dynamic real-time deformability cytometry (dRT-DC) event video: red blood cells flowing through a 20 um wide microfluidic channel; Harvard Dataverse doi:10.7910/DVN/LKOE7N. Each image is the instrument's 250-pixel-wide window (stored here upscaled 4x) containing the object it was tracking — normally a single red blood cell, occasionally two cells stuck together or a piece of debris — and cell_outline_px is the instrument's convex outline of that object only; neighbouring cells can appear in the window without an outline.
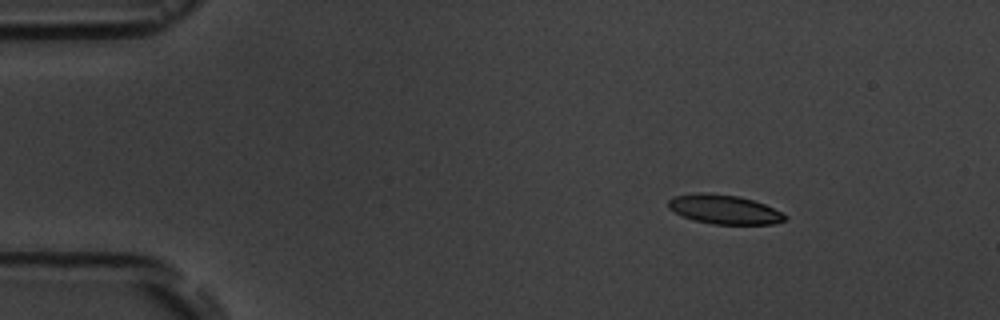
{"species": "common noctule bat (a hibernating species)", "species_latin": "Nyctalus noctula", "temperature_condition": "room temperature", "stored_images_in_passage": 10, "camera_frame_rate_fps": 3000, "um_per_image_px": 0.085, "animal": {"sex": "male", "body_mass_g": 19.5, "forearm_length_mm": 54.6}, "frame": {"image": 1, "passage_image": 1, "time_ms": 0.0, "image_size_px": [1000, 320], "cell_outline_px": [[788, 216], [784, 220], [772, 224], [712, 224], [692, 220], [680, 216], [668, 208], [668, 200], [672, 196], [700, 192], [704, 192], [736, 196], [752, 200], [764, 204]], "centroid_in_image_um": [61.48, 17.8], "position_along_channel_um": 23.5, "area_um2": 19.83}}
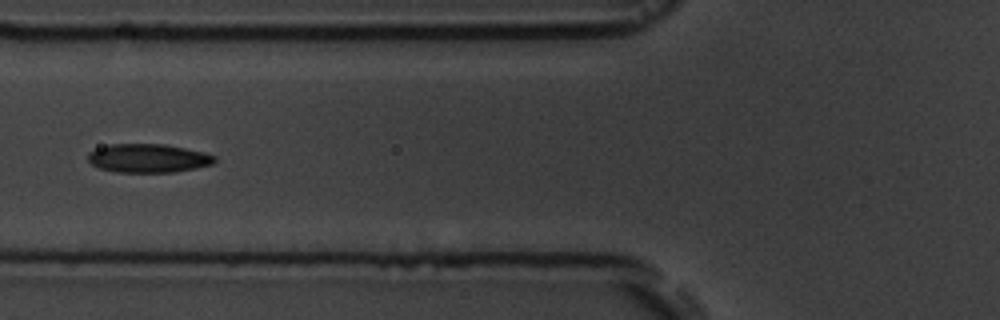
{"frame": {"image": 2, "passage_image": 5, "time_ms": 4.667, "image_size_px": [1000, 320], "cell_outline_px": [[216, 160], [212, 164], [196, 168], [172, 172], [116, 172], [100, 168], [92, 164], [88, 160], [88, 152], [96, 148], [108, 144], [164, 144], [204, 152], [216, 156]], "centroid_in_image_um": [12.58, 13.44], "position_along_channel_um": 113.2, "area_um2": 21.15}}
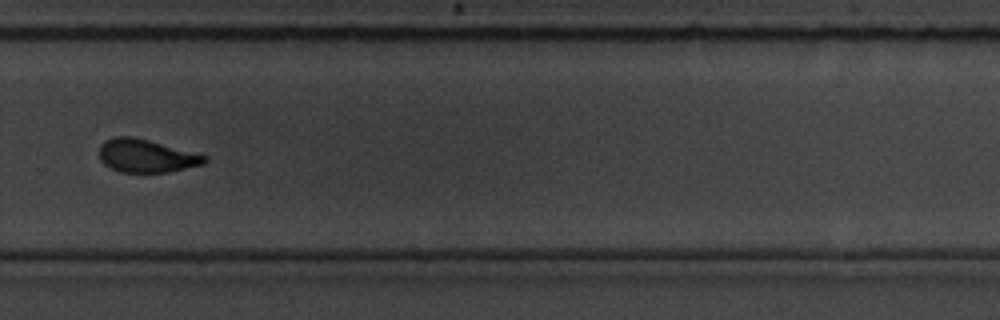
{"frame": {"image": 3, "passage_image": 10, "time_ms": 10.333, "image_size_px": [1000, 320], "cell_outline_px": [[208, 160], [204, 164], [168, 172], [120, 172], [104, 164], [100, 160], [100, 144], [104, 140], [116, 136], [132, 136], [148, 140], [208, 156]], "centroid_in_image_um": [12.42, 13.24], "position_along_channel_um": 317.4, "area_um2": 20.23}}